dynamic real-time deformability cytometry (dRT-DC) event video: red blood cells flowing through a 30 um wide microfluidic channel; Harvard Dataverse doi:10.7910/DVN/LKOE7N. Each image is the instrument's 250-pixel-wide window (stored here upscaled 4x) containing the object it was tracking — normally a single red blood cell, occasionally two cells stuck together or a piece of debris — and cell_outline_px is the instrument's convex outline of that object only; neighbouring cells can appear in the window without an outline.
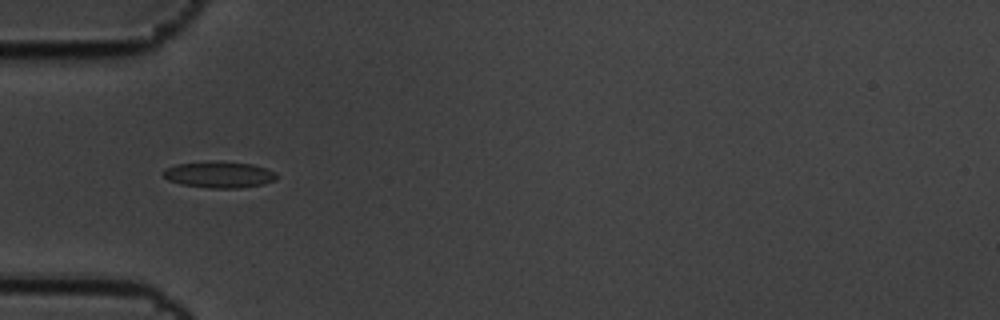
{"species": "common noctule bat (a hibernating species)", "species_latin": "Nyctalus noctula", "temperature_condition": "cold", "stored_images_in_passage": 9, "camera_frame_rate_fps": 3000, "um_per_image_px": 0.085, "animal": {"sex": "male", "body_mass_g": 19.5, "forearm_length_mm": 54.6}, "frame": {"image": 1, "passage_image": 6, "time_ms": 1.667, "image_size_px": [1000, 320], "cell_outline_px": [[276, 180], [264, 184], [236, 188], [208, 188], [180, 184], [168, 180], [164, 176], [164, 168], [176, 164], [208, 160], [220, 160], [252, 164], [276, 172]], "centroid_in_image_um": [18.6, 14.82], "position_along_channel_um": 66.4, "area_um2": 17.69}}
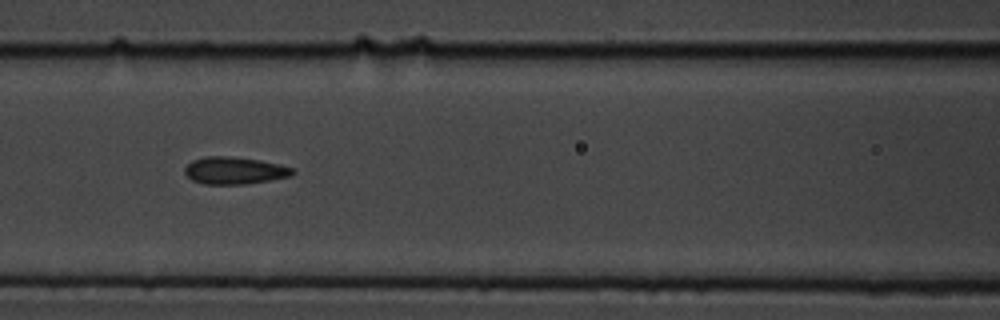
{"frame": {"image": 2, "passage_image": 8, "time_ms": 2.333, "image_size_px": [1000, 320], "cell_outline_px": [[296, 172], [292, 176], [248, 184], [204, 184], [192, 180], [184, 172], [184, 168], [192, 160], [204, 156], [228, 156], [260, 160], [280, 164], [292, 168]], "centroid_in_image_um": [19.94, 14.49], "position_along_channel_um": 146.7, "area_um2": 17.22}}
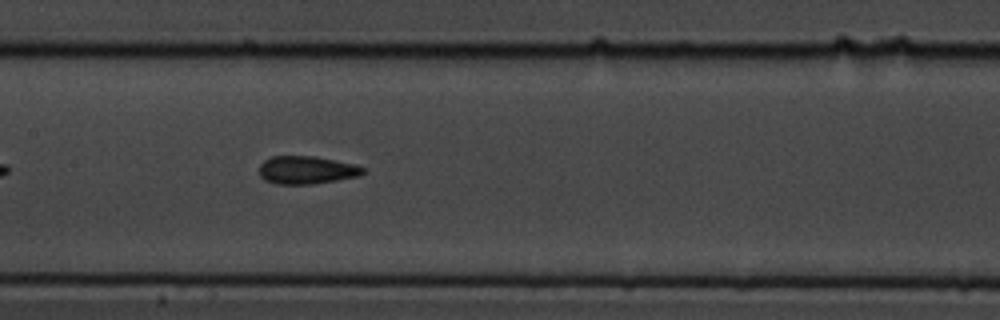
{"frame": {"image": 3, "passage_image": 9, "time_ms": 2.667, "image_size_px": [1000, 320], "cell_outline_px": [[368, 172], [360, 176], [312, 184], [276, 184], [264, 180], [260, 176], [260, 164], [264, 160], [272, 156], [316, 156], [356, 164], [364, 168]], "centroid_in_image_um": [26.09, 14.45], "position_along_channel_um": 181.3, "area_um2": 17.11}}